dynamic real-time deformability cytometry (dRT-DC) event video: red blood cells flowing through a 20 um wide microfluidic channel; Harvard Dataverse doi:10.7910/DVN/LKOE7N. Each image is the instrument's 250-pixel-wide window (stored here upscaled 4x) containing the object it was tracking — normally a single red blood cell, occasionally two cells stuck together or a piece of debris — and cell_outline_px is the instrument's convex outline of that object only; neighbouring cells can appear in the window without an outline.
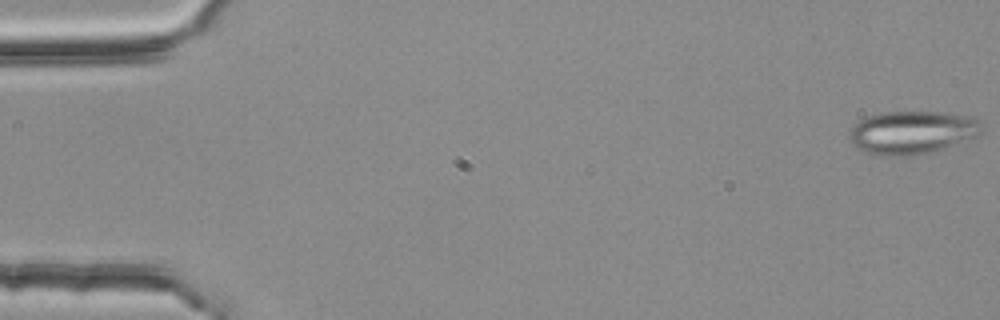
{"species": "common noctule bat (a hibernating species)", "species_latin": "Nyctalus noctula", "temperature_condition": "room temperature", "stored_images_in_passage": 54, "camera_frame_rate_fps": 3000, "um_per_image_px": 0.085, "animal": {"sex": "female", "body_mass_g": 25.1}, "frame": {"image": 1, "passage_image": 1, "time_ms": 0.0, "image_size_px": [1000, 320], "cell_outline_px": [[984, 132], [976, 136], [928, 152], [912, 156], [888, 156], [864, 152], [852, 144], [848, 140], [848, 132], [860, 120], [868, 116], [884, 112], [944, 112], [976, 116]], "centroid_in_image_um": [77.51, 11.24], "position_along_channel_um": 7.5, "area_um2": 33.18}}
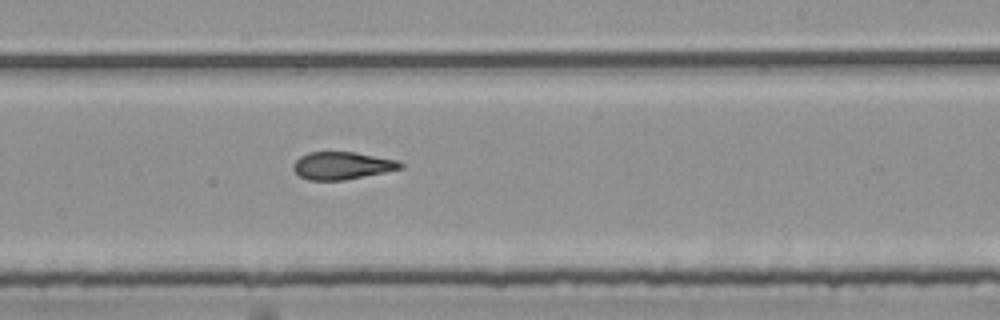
{"frame": {"image": 2, "passage_image": 33, "time_ms": 10.667, "image_size_px": [1000, 320], "cell_outline_px": [[404, 168], [344, 180], [308, 180], [300, 176], [292, 168], [296, 160], [300, 156], [308, 152], [356, 152], [396, 160], [404, 164]], "centroid_in_image_um": [29.08, 14.07], "position_along_channel_um": 259.9, "area_um2": 17.11}}
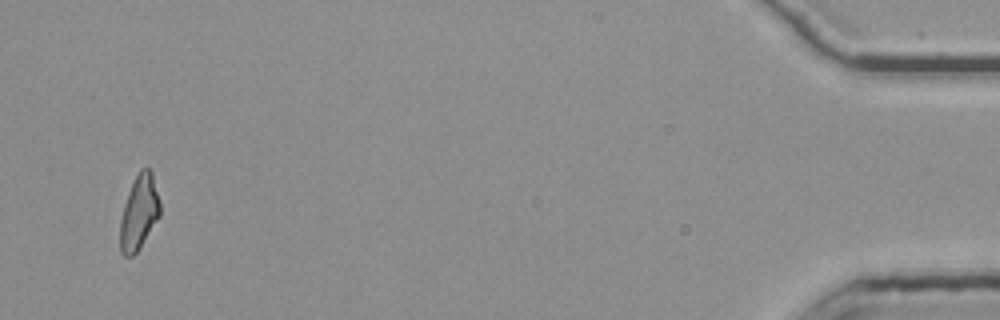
{"frame": {"image": 3, "passage_image": 53, "time_ms": 17.333, "image_size_px": [1000, 320], "cell_outline_px": [[160, 216], [136, 252], [132, 256], [124, 256], [120, 252], [120, 220], [124, 204], [128, 192], [140, 168], [148, 168], [152, 172], [160, 200]], "centroid_in_image_um": [11.82, 18.05], "position_along_channel_um": 423.4, "area_um2": 17.22}, "authors_computed_cell_mechanics": {"area_um2": 18.0047, "velocity_mm_per_s": 3.7816, "shape_relaxation_time_tau1_ms": null, "shape_relaxation_time_tau2_ms": 2.08, "deformation_change_tau1": null, "deformation_change_tau2": 0.1162}}